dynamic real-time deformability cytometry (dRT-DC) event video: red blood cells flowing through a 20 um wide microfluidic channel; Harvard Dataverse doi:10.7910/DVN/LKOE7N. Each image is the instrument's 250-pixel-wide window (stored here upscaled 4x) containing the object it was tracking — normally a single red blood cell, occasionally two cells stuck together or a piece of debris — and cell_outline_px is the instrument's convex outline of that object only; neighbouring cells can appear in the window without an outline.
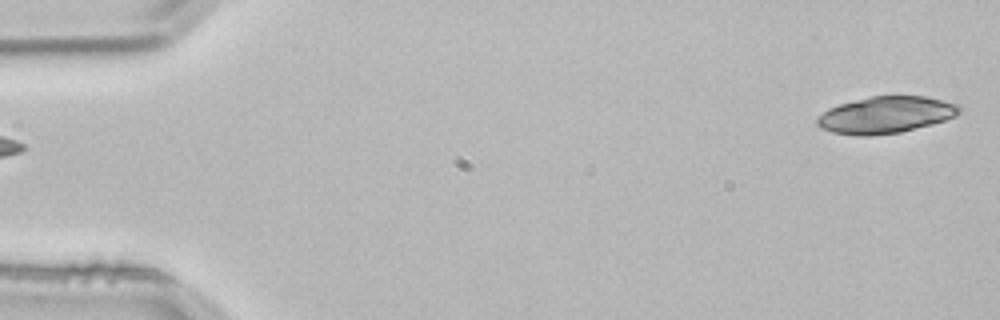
{"species": "common noctule bat (a hibernating species)", "species_latin": "Nyctalus noctula", "temperature_condition": "room temperature", "stored_images_in_passage": 5, "segment_of_instrument_passage": [2, 2], "camera_frame_rate_fps": 3000, "um_per_image_px": 0.085, "animal": {"sex": "male", "body_mass_g": 21.5, "forearm_length_mm": 52.0}, "frame": {"image": 1, "passage_image": 5, "time_ms": 1.333, "image_size_px": [1000, 320], "cell_outline_px": [[964, 112], [956, 116], [932, 124], [900, 132], [872, 136], [856, 136], [832, 132], [820, 128], [816, 124], [816, 116], [828, 108], [840, 104], [872, 96], [924, 96], [960, 104]], "centroid_in_image_um": [75.3, 9.77], "position_along_channel_um": 9.7, "area_um2": 30.75}}